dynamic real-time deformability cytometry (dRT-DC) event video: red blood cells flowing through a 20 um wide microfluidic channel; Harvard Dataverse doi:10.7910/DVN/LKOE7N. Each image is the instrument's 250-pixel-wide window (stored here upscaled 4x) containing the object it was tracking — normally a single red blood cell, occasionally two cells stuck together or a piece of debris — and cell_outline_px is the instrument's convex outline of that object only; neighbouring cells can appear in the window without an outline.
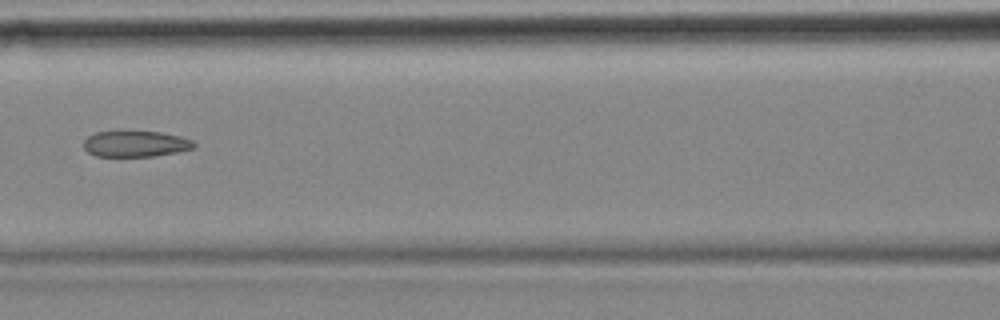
{"species": "common noctule bat (a hibernating species)", "species_latin": "Nyctalus noctula", "temperature_condition": "cold", "stored_images_in_passage": 10, "camera_frame_rate_fps": 3000, "um_per_image_px": 0.085, "animal": {"sex": "female", "body_mass_g": 18.4}, "frame": {"image": 1, "passage_image": 6, "time_ms": 1.667, "image_size_px": [1000, 320], "cell_outline_px": [[196, 144], [192, 148], [176, 152], [152, 156], [96, 156], [88, 152], [84, 148], [84, 140], [88, 136], [96, 132], [160, 132], [180, 136], [192, 140]], "centroid_in_image_um": [11.51, 12.23], "position_along_channel_um": 155.1, "area_um2": 16.42}}
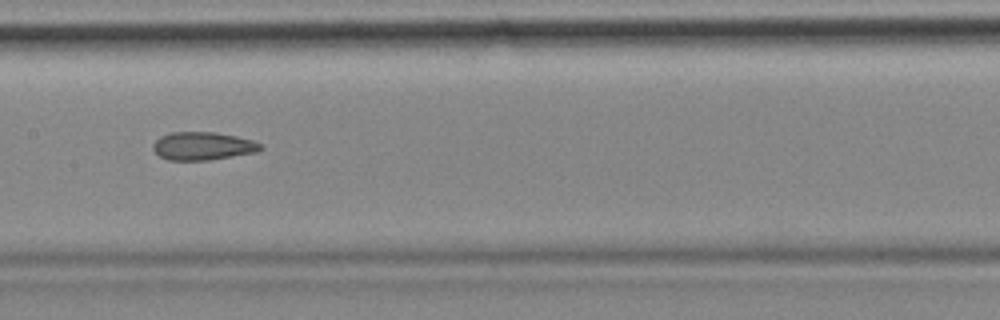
{"frame": {"image": 2, "passage_image": 7, "time_ms": 2.0, "image_size_px": [1000, 320], "cell_outline_px": [[260, 148], [256, 152], [208, 160], [168, 160], [160, 156], [152, 148], [152, 144], [160, 136], [172, 132], [216, 132], [236, 136], [252, 140], [260, 144]], "centroid_in_image_um": [17.19, 12.4], "position_along_channel_um": 190.2, "area_um2": 17.4}}